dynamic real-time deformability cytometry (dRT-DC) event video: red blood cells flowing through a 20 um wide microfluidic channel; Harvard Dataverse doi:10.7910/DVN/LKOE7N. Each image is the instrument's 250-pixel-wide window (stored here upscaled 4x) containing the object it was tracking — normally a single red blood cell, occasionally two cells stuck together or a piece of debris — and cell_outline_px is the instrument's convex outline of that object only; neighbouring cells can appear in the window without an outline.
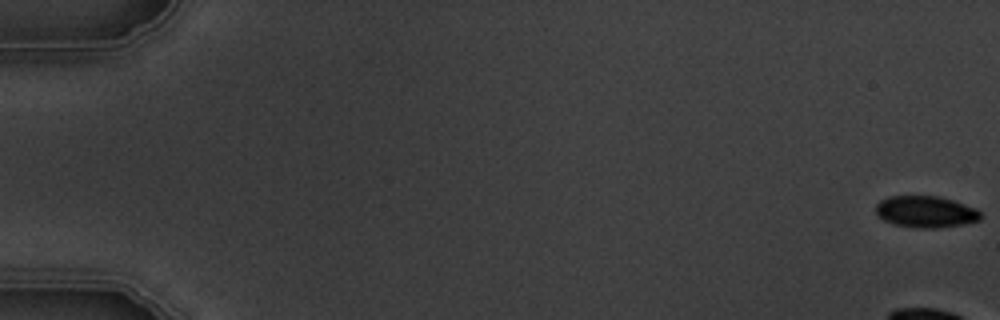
{"species": "common noctule bat (a hibernating species)", "species_latin": "Nyctalus noctula", "temperature_condition": "warm", "stored_images_in_passage": 7, "camera_frame_rate_fps": 3000, "um_per_image_px": 0.085, "animal": {"sex": "male", "body_mass_g": 19.5, "forearm_length_mm": 54.6}, "frame": {"image": 1, "passage_image": 1, "time_ms": 0.0, "image_size_px": [1000, 320], "cell_outline_px": [[980, 220], [960, 224], [936, 228], [920, 228], [892, 224], [876, 216], [876, 204], [880, 200], [888, 196], [940, 196], [976, 208], [980, 212]], "centroid_in_image_um": [78.63, 17.99], "position_along_channel_um": 6.4, "area_um2": 19.25}}
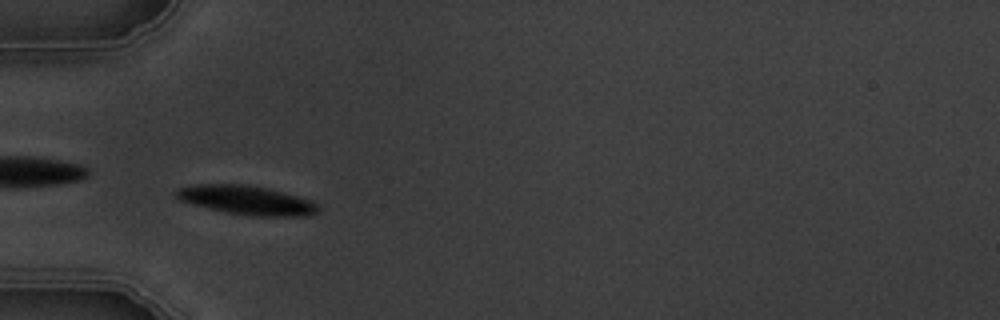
{"frame": {"image": 2, "passage_image": 6, "time_ms": 6.667, "image_size_px": [1000, 320], "cell_outline_px": [[316, 212], [304, 216], [252, 216], [224, 212], [192, 204], [180, 200], [172, 192], [180, 188], [196, 184], [248, 184], [268, 188], [296, 196], [308, 200], [316, 204]], "centroid_in_image_um": [20.88, 17.0], "position_along_channel_um": 64.1, "area_um2": 23.76}}